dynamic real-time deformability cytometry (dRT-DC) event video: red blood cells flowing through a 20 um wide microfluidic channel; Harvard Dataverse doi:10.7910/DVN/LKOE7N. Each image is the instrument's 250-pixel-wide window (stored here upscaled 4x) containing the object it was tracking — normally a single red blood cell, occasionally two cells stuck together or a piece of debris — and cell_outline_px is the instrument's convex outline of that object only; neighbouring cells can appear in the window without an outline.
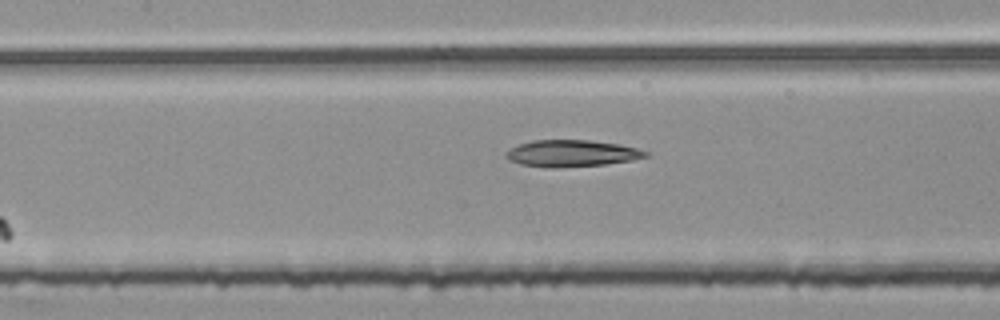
{"species": "common noctule bat (a hibernating species)", "species_latin": "Nyctalus noctula", "temperature_condition": "room temperature", "stored_images_in_passage": 6, "camera_frame_rate_fps": 3000, "um_per_image_px": 0.085, "animal": {"sex": "female", "body_mass_g": 25.1}, "frame": {"image": 1, "passage_image": 5, "time_ms": 1.333, "image_size_px": [1000, 320], "cell_outline_px": [[648, 156], [632, 160], [604, 164], [556, 168], [552, 168], [520, 164], [508, 160], [504, 156], [504, 152], [508, 148], [532, 140], [592, 140], [620, 144], [636, 148], [648, 152]], "centroid_in_image_um": [48.54, 13.03], "position_along_channel_um": 158.9, "area_um2": 21.85}}
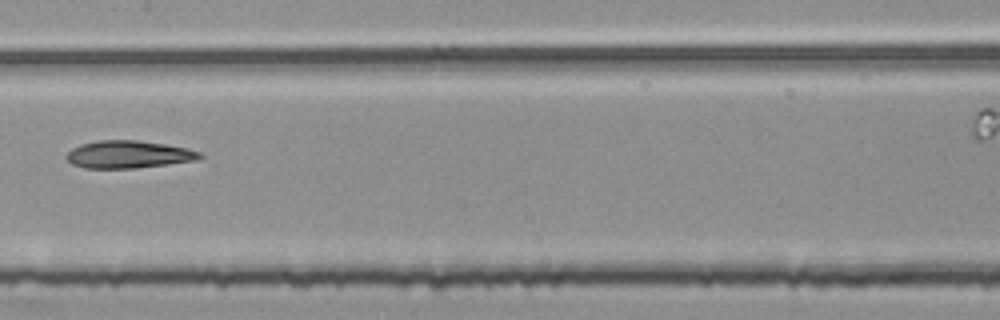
{"frame": {"image": 2, "passage_image": 6, "time_ms": 1.667, "image_size_px": [1000, 320], "cell_outline_px": [[204, 156], [196, 160], [136, 168], [84, 168], [72, 164], [64, 156], [72, 148], [80, 144], [100, 140], [136, 140], [164, 144], [188, 148], [200, 152]], "centroid_in_image_um": [10.9, 13.12], "position_along_channel_um": 196.5, "area_um2": 21.33}}